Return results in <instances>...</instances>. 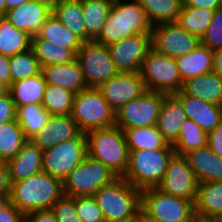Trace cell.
<instances>
[{
  "mask_svg": "<svg viewBox=\"0 0 222 222\" xmlns=\"http://www.w3.org/2000/svg\"><path fill=\"white\" fill-rule=\"evenodd\" d=\"M152 27L139 0H117L95 41L109 46L135 34H151Z\"/></svg>",
  "mask_w": 222,
  "mask_h": 222,
  "instance_id": "6da1fadb",
  "label": "cell"
},
{
  "mask_svg": "<svg viewBox=\"0 0 222 222\" xmlns=\"http://www.w3.org/2000/svg\"><path fill=\"white\" fill-rule=\"evenodd\" d=\"M10 202L24 215L52 205L63 195V182L41 171L22 180L11 182Z\"/></svg>",
  "mask_w": 222,
  "mask_h": 222,
  "instance_id": "7a4b0ae2",
  "label": "cell"
},
{
  "mask_svg": "<svg viewBox=\"0 0 222 222\" xmlns=\"http://www.w3.org/2000/svg\"><path fill=\"white\" fill-rule=\"evenodd\" d=\"M93 197L106 222L132 220L141 214V191L123 177L101 187Z\"/></svg>",
  "mask_w": 222,
  "mask_h": 222,
  "instance_id": "3957f363",
  "label": "cell"
},
{
  "mask_svg": "<svg viewBox=\"0 0 222 222\" xmlns=\"http://www.w3.org/2000/svg\"><path fill=\"white\" fill-rule=\"evenodd\" d=\"M88 155L101 161L117 177H123L129 163V149L124 131L113 126L86 133Z\"/></svg>",
  "mask_w": 222,
  "mask_h": 222,
  "instance_id": "277c9868",
  "label": "cell"
},
{
  "mask_svg": "<svg viewBox=\"0 0 222 222\" xmlns=\"http://www.w3.org/2000/svg\"><path fill=\"white\" fill-rule=\"evenodd\" d=\"M174 149L135 150L123 178L140 191L157 188L162 182Z\"/></svg>",
  "mask_w": 222,
  "mask_h": 222,
  "instance_id": "5b68a950",
  "label": "cell"
},
{
  "mask_svg": "<svg viewBox=\"0 0 222 222\" xmlns=\"http://www.w3.org/2000/svg\"><path fill=\"white\" fill-rule=\"evenodd\" d=\"M141 213L148 222H192L193 202L163 193L158 188L141 191Z\"/></svg>",
  "mask_w": 222,
  "mask_h": 222,
  "instance_id": "8992f818",
  "label": "cell"
},
{
  "mask_svg": "<svg viewBox=\"0 0 222 222\" xmlns=\"http://www.w3.org/2000/svg\"><path fill=\"white\" fill-rule=\"evenodd\" d=\"M71 115L82 133L115 126L116 113L96 87L74 95Z\"/></svg>",
  "mask_w": 222,
  "mask_h": 222,
  "instance_id": "52a82bcc",
  "label": "cell"
},
{
  "mask_svg": "<svg viewBox=\"0 0 222 222\" xmlns=\"http://www.w3.org/2000/svg\"><path fill=\"white\" fill-rule=\"evenodd\" d=\"M117 178L101 161L87 155L63 181V192L69 197L93 196Z\"/></svg>",
  "mask_w": 222,
  "mask_h": 222,
  "instance_id": "ba28073f",
  "label": "cell"
},
{
  "mask_svg": "<svg viewBox=\"0 0 222 222\" xmlns=\"http://www.w3.org/2000/svg\"><path fill=\"white\" fill-rule=\"evenodd\" d=\"M140 74L148 91L174 94L182 88L176 59L159 53L154 48L146 54Z\"/></svg>",
  "mask_w": 222,
  "mask_h": 222,
  "instance_id": "9c48e42d",
  "label": "cell"
},
{
  "mask_svg": "<svg viewBox=\"0 0 222 222\" xmlns=\"http://www.w3.org/2000/svg\"><path fill=\"white\" fill-rule=\"evenodd\" d=\"M88 155L86 133L43 152L42 171L62 182Z\"/></svg>",
  "mask_w": 222,
  "mask_h": 222,
  "instance_id": "30bf717a",
  "label": "cell"
},
{
  "mask_svg": "<svg viewBox=\"0 0 222 222\" xmlns=\"http://www.w3.org/2000/svg\"><path fill=\"white\" fill-rule=\"evenodd\" d=\"M76 60L82 68L88 87L98 88L102 83L119 73L111 58L108 46L95 40L82 43L76 53Z\"/></svg>",
  "mask_w": 222,
  "mask_h": 222,
  "instance_id": "8fae6325",
  "label": "cell"
},
{
  "mask_svg": "<svg viewBox=\"0 0 222 222\" xmlns=\"http://www.w3.org/2000/svg\"><path fill=\"white\" fill-rule=\"evenodd\" d=\"M165 95L163 92L147 90L116 112L115 125L122 130L157 125Z\"/></svg>",
  "mask_w": 222,
  "mask_h": 222,
  "instance_id": "7c38bea8",
  "label": "cell"
},
{
  "mask_svg": "<svg viewBox=\"0 0 222 222\" xmlns=\"http://www.w3.org/2000/svg\"><path fill=\"white\" fill-rule=\"evenodd\" d=\"M151 34L152 48L172 58L188 54L201 44L199 36L187 32L175 22L153 25Z\"/></svg>",
  "mask_w": 222,
  "mask_h": 222,
  "instance_id": "4fadbf2b",
  "label": "cell"
},
{
  "mask_svg": "<svg viewBox=\"0 0 222 222\" xmlns=\"http://www.w3.org/2000/svg\"><path fill=\"white\" fill-rule=\"evenodd\" d=\"M198 183L187 157L174 153L168 161L166 174L157 188L163 193L182 197L194 203Z\"/></svg>",
  "mask_w": 222,
  "mask_h": 222,
  "instance_id": "5bb4252c",
  "label": "cell"
},
{
  "mask_svg": "<svg viewBox=\"0 0 222 222\" xmlns=\"http://www.w3.org/2000/svg\"><path fill=\"white\" fill-rule=\"evenodd\" d=\"M152 48V34H135L108 46L119 72H140L143 60Z\"/></svg>",
  "mask_w": 222,
  "mask_h": 222,
  "instance_id": "9a60e30c",
  "label": "cell"
},
{
  "mask_svg": "<svg viewBox=\"0 0 222 222\" xmlns=\"http://www.w3.org/2000/svg\"><path fill=\"white\" fill-rule=\"evenodd\" d=\"M98 89L115 113L147 91L140 72H119L102 83Z\"/></svg>",
  "mask_w": 222,
  "mask_h": 222,
  "instance_id": "2e32d148",
  "label": "cell"
},
{
  "mask_svg": "<svg viewBox=\"0 0 222 222\" xmlns=\"http://www.w3.org/2000/svg\"><path fill=\"white\" fill-rule=\"evenodd\" d=\"M81 133L72 115H51L46 126L31 141L42 152L75 138Z\"/></svg>",
  "mask_w": 222,
  "mask_h": 222,
  "instance_id": "e0dca14e",
  "label": "cell"
},
{
  "mask_svg": "<svg viewBox=\"0 0 222 222\" xmlns=\"http://www.w3.org/2000/svg\"><path fill=\"white\" fill-rule=\"evenodd\" d=\"M52 14V7L48 4L29 0L19 7L5 12L4 17L18 30L25 31L32 37Z\"/></svg>",
  "mask_w": 222,
  "mask_h": 222,
  "instance_id": "ac0fdd59",
  "label": "cell"
},
{
  "mask_svg": "<svg viewBox=\"0 0 222 222\" xmlns=\"http://www.w3.org/2000/svg\"><path fill=\"white\" fill-rule=\"evenodd\" d=\"M174 95L182 103L187 119H191L207 134L222 122V105L212 104L186 95L181 90Z\"/></svg>",
  "mask_w": 222,
  "mask_h": 222,
  "instance_id": "d6986e66",
  "label": "cell"
},
{
  "mask_svg": "<svg viewBox=\"0 0 222 222\" xmlns=\"http://www.w3.org/2000/svg\"><path fill=\"white\" fill-rule=\"evenodd\" d=\"M46 84L63 87L74 94L89 88L76 58L65 64H50L42 67Z\"/></svg>",
  "mask_w": 222,
  "mask_h": 222,
  "instance_id": "ffe728a7",
  "label": "cell"
},
{
  "mask_svg": "<svg viewBox=\"0 0 222 222\" xmlns=\"http://www.w3.org/2000/svg\"><path fill=\"white\" fill-rule=\"evenodd\" d=\"M6 163L10 182H20L42 171L43 152L28 140Z\"/></svg>",
  "mask_w": 222,
  "mask_h": 222,
  "instance_id": "44dd1931",
  "label": "cell"
},
{
  "mask_svg": "<svg viewBox=\"0 0 222 222\" xmlns=\"http://www.w3.org/2000/svg\"><path fill=\"white\" fill-rule=\"evenodd\" d=\"M187 116L180 100L174 94H166L163 97L157 127L164 139L173 145L177 139L180 127Z\"/></svg>",
  "mask_w": 222,
  "mask_h": 222,
  "instance_id": "7402d4cb",
  "label": "cell"
},
{
  "mask_svg": "<svg viewBox=\"0 0 222 222\" xmlns=\"http://www.w3.org/2000/svg\"><path fill=\"white\" fill-rule=\"evenodd\" d=\"M185 156L198 182L222 181V157L216 155L208 145Z\"/></svg>",
  "mask_w": 222,
  "mask_h": 222,
  "instance_id": "603a6c76",
  "label": "cell"
},
{
  "mask_svg": "<svg viewBox=\"0 0 222 222\" xmlns=\"http://www.w3.org/2000/svg\"><path fill=\"white\" fill-rule=\"evenodd\" d=\"M181 91L200 100L222 105V78L213 71L185 80Z\"/></svg>",
  "mask_w": 222,
  "mask_h": 222,
  "instance_id": "cb8c5ba5",
  "label": "cell"
},
{
  "mask_svg": "<svg viewBox=\"0 0 222 222\" xmlns=\"http://www.w3.org/2000/svg\"><path fill=\"white\" fill-rule=\"evenodd\" d=\"M194 214L218 218L222 215V181L199 182L194 200Z\"/></svg>",
  "mask_w": 222,
  "mask_h": 222,
  "instance_id": "d4e9b609",
  "label": "cell"
},
{
  "mask_svg": "<svg viewBox=\"0 0 222 222\" xmlns=\"http://www.w3.org/2000/svg\"><path fill=\"white\" fill-rule=\"evenodd\" d=\"M175 59L182 82L212 72L213 51L201 44L190 53Z\"/></svg>",
  "mask_w": 222,
  "mask_h": 222,
  "instance_id": "484cf974",
  "label": "cell"
},
{
  "mask_svg": "<svg viewBox=\"0 0 222 222\" xmlns=\"http://www.w3.org/2000/svg\"><path fill=\"white\" fill-rule=\"evenodd\" d=\"M127 146L130 151L173 149L159 131L157 125L124 129Z\"/></svg>",
  "mask_w": 222,
  "mask_h": 222,
  "instance_id": "4316f807",
  "label": "cell"
},
{
  "mask_svg": "<svg viewBox=\"0 0 222 222\" xmlns=\"http://www.w3.org/2000/svg\"><path fill=\"white\" fill-rule=\"evenodd\" d=\"M36 35L55 45L70 49L75 55L83 43L79 37L65 27L53 14L48 17Z\"/></svg>",
  "mask_w": 222,
  "mask_h": 222,
  "instance_id": "83f0119b",
  "label": "cell"
},
{
  "mask_svg": "<svg viewBox=\"0 0 222 222\" xmlns=\"http://www.w3.org/2000/svg\"><path fill=\"white\" fill-rule=\"evenodd\" d=\"M45 89L46 82L41 72L36 76L13 82L10 93L16 107L28 104L41 105Z\"/></svg>",
  "mask_w": 222,
  "mask_h": 222,
  "instance_id": "f1b7e54d",
  "label": "cell"
},
{
  "mask_svg": "<svg viewBox=\"0 0 222 222\" xmlns=\"http://www.w3.org/2000/svg\"><path fill=\"white\" fill-rule=\"evenodd\" d=\"M52 14L73 34L86 42V27L82 11V0H60L53 8Z\"/></svg>",
  "mask_w": 222,
  "mask_h": 222,
  "instance_id": "f546056e",
  "label": "cell"
},
{
  "mask_svg": "<svg viewBox=\"0 0 222 222\" xmlns=\"http://www.w3.org/2000/svg\"><path fill=\"white\" fill-rule=\"evenodd\" d=\"M32 36L16 29L4 16H0V53L14 56L31 49Z\"/></svg>",
  "mask_w": 222,
  "mask_h": 222,
  "instance_id": "4dcf8cb0",
  "label": "cell"
},
{
  "mask_svg": "<svg viewBox=\"0 0 222 222\" xmlns=\"http://www.w3.org/2000/svg\"><path fill=\"white\" fill-rule=\"evenodd\" d=\"M112 4L111 0H82L86 41L95 40L99 36Z\"/></svg>",
  "mask_w": 222,
  "mask_h": 222,
  "instance_id": "1f68e13d",
  "label": "cell"
},
{
  "mask_svg": "<svg viewBox=\"0 0 222 222\" xmlns=\"http://www.w3.org/2000/svg\"><path fill=\"white\" fill-rule=\"evenodd\" d=\"M50 116L42 105L28 104L16 107V121L27 140L46 126Z\"/></svg>",
  "mask_w": 222,
  "mask_h": 222,
  "instance_id": "d6a6232c",
  "label": "cell"
},
{
  "mask_svg": "<svg viewBox=\"0 0 222 222\" xmlns=\"http://www.w3.org/2000/svg\"><path fill=\"white\" fill-rule=\"evenodd\" d=\"M31 49L41 67L50 64L69 63L76 58V55L70 49L55 45L48 40L39 38L37 35L32 37Z\"/></svg>",
  "mask_w": 222,
  "mask_h": 222,
  "instance_id": "836d02e7",
  "label": "cell"
},
{
  "mask_svg": "<svg viewBox=\"0 0 222 222\" xmlns=\"http://www.w3.org/2000/svg\"><path fill=\"white\" fill-rule=\"evenodd\" d=\"M152 25L176 22L182 0H139Z\"/></svg>",
  "mask_w": 222,
  "mask_h": 222,
  "instance_id": "e575fe53",
  "label": "cell"
},
{
  "mask_svg": "<svg viewBox=\"0 0 222 222\" xmlns=\"http://www.w3.org/2000/svg\"><path fill=\"white\" fill-rule=\"evenodd\" d=\"M208 134L191 119L184 121L180 127L177 141L172 145L174 152L180 155L207 145Z\"/></svg>",
  "mask_w": 222,
  "mask_h": 222,
  "instance_id": "d590c367",
  "label": "cell"
},
{
  "mask_svg": "<svg viewBox=\"0 0 222 222\" xmlns=\"http://www.w3.org/2000/svg\"><path fill=\"white\" fill-rule=\"evenodd\" d=\"M213 13L214 10L212 9L182 6L175 23L187 32L201 38L206 32L208 25L211 23Z\"/></svg>",
  "mask_w": 222,
  "mask_h": 222,
  "instance_id": "8d00e7d4",
  "label": "cell"
},
{
  "mask_svg": "<svg viewBox=\"0 0 222 222\" xmlns=\"http://www.w3.org/2000/svg\"><path fill=\"white\" fill-rule=\"evenodd\" d=\"M28 140L16 120L0 124V160L16 156Z\"/></svg>",
  "mask_w": 222,
  "mask_h": 222,
  "instance_id": "74e56055",
  "label": "cell"
},
{
  "mask_svg": "<svg viewBox=\"0 0 222 222\" xmlns=\"http://www.w3.org/2000/svg\"><path fill=\"white\" fill-rule=\"evenodd\" d=\"M74 93L55 85L46 84L41 105L50 115H70L73 109Z\"/></svg>",
  "mask_w": 222,
  "mask_h": 222,
  "instance_id": "f35d334b",
  "label": "cell"
},
{
  "mask_svg": "<svg viewBox=\"0 0 222 222\" xmlns=\"http://www.w3.org/2000/svg\"><path fill=\"white\" fill-rule=\"evenodd\" d=\"M42 72V67L32 49L10 57L11 85L13 82L33 77Z\"/></svg>",
  "mask_w": 222,
  "mask_h": 222,
  "instance_id": "ab89813d",
  "label": "cell"
},
{
  "mask_svg": "<svg viewBox=\"0 0 222 222\" xmlns=\"http://www.w3.org/2000/svg\"><path fill=\"white\" fill-rule=\"evenodd\" d=\"M200 40L201 45L213 52L222 49V7L214 10L211 23Z\"/></svg>",
  "mask_w": 222,
  "mask_h": 222,
  "instance_id": "60d3db41",
  "label": "cell"
},
{
  "mask_svg": "<svg viewBox=\"0 0 222 222\" xmlns=\"http://www.w3.org/2000/svg\"><path fill=\"white\" fill-rule=\"evenodd\" d=\"M77 216L82 222H106L93 196L74 197Z\"/></svg>",
  "mask_w": 222,
  "mask_h": 222,
  "instance_id": "b9f144b4",
  "label": "cell"
},
{
  "mask_svg": "<svg viewBox=\"0 0 222 222\" xmlns=\"http://www.w3.org/2000/svg\"><path fill=\"white\" fill-rule=\"evenodd\" d=\"M57 222H82L77 216L74 197L63 195L53 205Z\"/></svg>",
  "mask_w": 222,
  "mask_h": 222,
  "instance_id": "7bdbcfd3",
  "label": "cell"
},
{
  "mask_svg": "<svg viewBox=\"0 0 222 222\" xmlns=\"http://www.w3.org/2000/svg\"><path fill=\"white\" fill-rule=\"evenodd\" d=\"M16 120V105L11 93L0 95V124Z\"/></svg>",
  "mask_w": 222,
  "mask_h": 222,
  "instance_id": "ee69618b",
  "label": "cell"
},
{
  "mask_svg": "<svg viewBox=\"0 0 222 222\" xmlns=\"http://www.w3.org/2000/svg\"><path fill=\"white\" fill-rule=\"evenodd\" d=\"M25 222H57L52 208H43L25 215Z\"/></svg>",
  "mask_w": 222,
  "mask_h": 222,
  "instance_id": "f6af8a7d",
  "label": "cell"
},
{
  "mask_svg": "<svg viewBox=\"0 0 222 222\" xmlns=\"http://www.w3.org/2000/svg\"><path fill=\"white\" fill-rule=\"evenodd\" d=\"M207 145L216 155L222 157V122L208 133Z\"/></svg>",
  "mask_w": 222,
  "mask_h": 222,
  "instance_id": "bcb514c9",
  "label": "cell"
},
{
  "mask_svg": "<svg viewBox=\"0 0 222 222\" xmlns=\"http://www.w3.org/2000/svg\"><path fill=\"white\" fill-rule=\"evenodd\" d=\"M0 222H25V215L10 202L0 211Z\"/></svg>",
  "mask_w": 222,
  "mask_h": 222,
  "instance_id": "7dc6e473",
  "label": "cell"
},
{
  "mask_svg": "<svg viewBox=\"0 0 222 222\" xmlns=\"http://www.w3.org/2000/svg\"><path fill=\"white\" fill-rule=\"evenodd\" d=\"M182 6H193L216 10L222 7V0H182Z\"/></svg>",
  "mask_w": 222,
  "mask_h": 222,
  "instance_id": "c3c4849f",
  "label": "cell"
},
{
  "mask_svg": "<svg viewBox=\"0 0 222 222\" xmlns=\"http://www.w3.org/2000/svg\"><path fill=\"white\" fill-rule=\"evenodd\" d=\"M10 186L7 163L0 160V193H10Z\"/></svg>",
  "mask_w": 222,
  "mask_h": 222,
  "instance_id": "681fc988",
  "label": "cell"
},
{
  "mask_svg": "<svg viewBox=\"0 0 222 222\" xmlns=\"http://www.w3.org/2000/svg\"><path fill=\"white\" fill-rule=\"evenodd\" d=\"M0 80L11 86L10 57L0 53Z\"/></svg>",
  "mask_w": 222,
  "mask_h": 222,
  "instance_id": "f907efd6",
  "label": "cell"
},
{
  "mask_svg": "<svg viewBox=\"0 0 222 222\" xmlns=\"http://www.w3.org/2000/svg\"><path fill=\"white\" fill-rule=\"evenodd\" d=\"M212 71L222 78V49L213 52Z\"/></svg>",
  "mask_w": 222,
  "mask_h": 222,
  "instance_id": "816d5d0a",
  "label": "cell"
},
{
  "mask_svg": "<svg viewBox=\"0 0 222 222\" xmlns=\"http://www.w3.org/2000/svg\"><path fill=\"white\" fill-rule=\"evenodd\" d=\"M27 1L29 0H5V12L12 8L19 7Z\"/></svg>",
  "mask_w": 222,
  "mask_h": 222,
  "instance_id": "f5cc1de1",
  "label": "cell"
},
{
  "mask_svg": "<svg viewBox=\"0 0 222 222\" xmlns=\"http://www.w3.org/2000/svg\"><path fill=\"white\" fill-rule=\"evenodd\" d=\"M10 203L9 193H0V211Z\"/></svg>",
  "mask_w": 222,
  "mask_h": 222,
  "instance_id": "db71d44e",
  "label": "cell"
},
{
  "mask_svg": "<svg viewBox=\"0 0 222 222\" xmlns=\"http://www.w3.org/2000/svg\"><path fill=\"white\" fill-rule=\"evenodd\" d=\"M192 222H219V220L218 218L201 217V216L195 215L192 219Z\"/></svg>",
  "mask_w": 222,
  "mask_h": 222,
  "instance_id": "11a10c76",
  "label": "cell"
},
{
  "mask_svg": "<svg viewBox=\"0 0 222 222\" xmlns=\"http://www.w3.org/2000/svg\"><path fill=\"white\" fill-rule=\"evenodd\" d=\"M10 92V86L4 81L0 80V95Z\"/></svg>",
  "mask_w": 222,
  "mask_h": 222,
  "instance_id": "9f6ffc18",
  "label": "cell"
},
{
  "mask_svg": "<svg viewBox=\"0 0 222 222\" xmlns=\"http://www.w3.org/2000/svg\"><path fill=\"white\" fill-rule=\"evenodd\" d=\"M36 1H40V2L46 3L50 7L53 8L60 0H36Z\"/></svg>",
  "mask_w": 222,
  "mask_h": 222,
  "instance_id": "6f0895ef",
  "label": "cell"
},
{
  "mask_svg": "<svg viewBox=\"0 0 222 222\" xmlns=\"http://www.w3.org/2000/svg\"><path fill=\"white\" fill-rule=\"evenodd\" d=\"M5 14V0H0V16Z\"/></svg>",
  "mask_w": 222,
  "mask_h": 222,
  "instance_id": "680465c9",
  "label": "cell"
},
{
  "mask_svg": "<svg viewBox=\"0 0 222 222\" xmlns=\"http://www.w3.org/2000/svg\"><path fill=\"white\" fill-rule=\"evenodd\" d=\"M121 222H143L142 213L137 218H134L132 220H127V221H121Z\"/></svg>",
  "mask_w": 222,
  "mask_h": 222,
  "instance_id": "91938a15",
  "label": "cell"
},
{
  "mask_svg": "<svg viewBox=\"0 0 222 222\" xmlns=\"http://www.w3.org/2000/svg\"><path fill=\"white\" fill-rule=\"evenodd\" d=\"M219 222H222V215L218 217Z\"/></svg>",
  "mask_w": 222,
  "mask_h": 222,
  "instance_id": "94428289",
  "label": "cell"
}]
</instances>
